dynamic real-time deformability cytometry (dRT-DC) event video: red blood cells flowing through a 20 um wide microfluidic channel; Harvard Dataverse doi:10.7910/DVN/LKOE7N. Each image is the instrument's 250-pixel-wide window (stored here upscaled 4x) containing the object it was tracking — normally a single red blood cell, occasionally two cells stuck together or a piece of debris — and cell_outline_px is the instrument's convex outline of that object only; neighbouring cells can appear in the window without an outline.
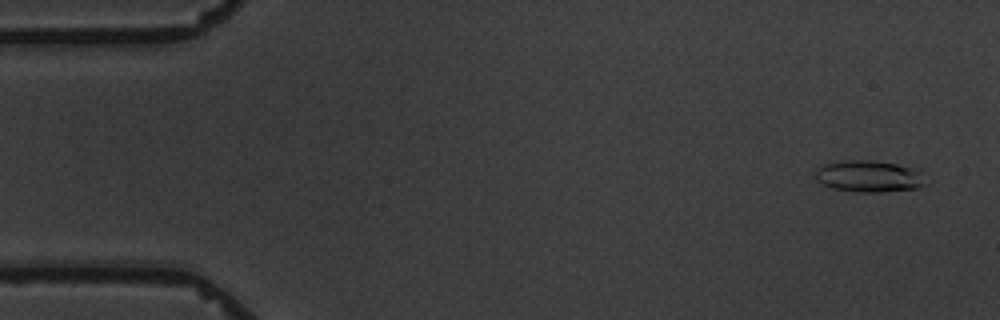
{"species": "common noctule bat (a hibernating species)", "species_latin": "Nyctalus noctula", "temperature_condition": "warm", "stored_images_in_passage": 4, "camera_frame_rate_fps": 3000, "um_per_image_px": 0.085, "animal": {"sex": "male", "body_mass_g": 19.5, "forearm_length_mm": 54.6}, "frame": {"image": 1, "passage_image": 1, "time_ms": 0.0, "image_size_px": [1000, 320], "cell_outline_px": [[928, 184], [916, 188], [880, 192], [860, 192], [832, 188], [820, 184], [816, 180], [816, 168], [824, 164], [844, 160], [872, 160], [920, 168]], "centroid_in_image_um": [73.9, 14.98], "position_along_channel_um": 11.1, "area_um2": 20.69}}